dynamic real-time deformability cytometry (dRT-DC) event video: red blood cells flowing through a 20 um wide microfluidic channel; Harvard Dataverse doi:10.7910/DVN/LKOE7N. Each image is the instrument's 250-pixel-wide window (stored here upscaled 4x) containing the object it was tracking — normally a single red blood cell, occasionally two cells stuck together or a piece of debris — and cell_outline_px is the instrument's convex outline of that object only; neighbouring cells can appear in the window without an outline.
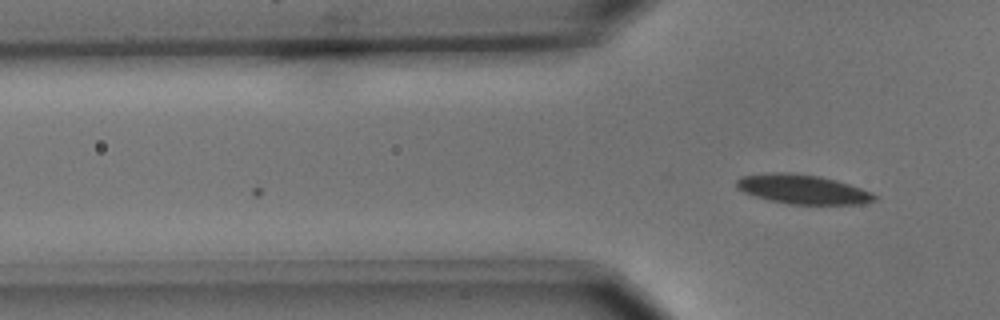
{"species": "common noctule bat (a hibernating species)", "species_latin": "Nyctalus noctula", "temperature_condition": "cold", "stored_images_in_passage": 9, "camera_frame_rate_fps": 3000, "um_per_image_px": 0.085, "animal": {"sex": "male", "body_mass_g": 15.6}, "frame": {"image": 1, "passage_image": 9, "time_ms": 2.667, "image_size_px": [1000, 320], "cell_outline_px": [[876, 200], [860, 204], [788, 204], [768, 200], [744, 192], [736, 188], [736, 180], [740, 176], [768, 172], [788, 172], [820, 176], [836, 180], [872, 192], [876, 196]], "centroid_in_image_um": [68.19, 16.08], "position_along_channel_um": 57.6, "area_um2": 23.64}}